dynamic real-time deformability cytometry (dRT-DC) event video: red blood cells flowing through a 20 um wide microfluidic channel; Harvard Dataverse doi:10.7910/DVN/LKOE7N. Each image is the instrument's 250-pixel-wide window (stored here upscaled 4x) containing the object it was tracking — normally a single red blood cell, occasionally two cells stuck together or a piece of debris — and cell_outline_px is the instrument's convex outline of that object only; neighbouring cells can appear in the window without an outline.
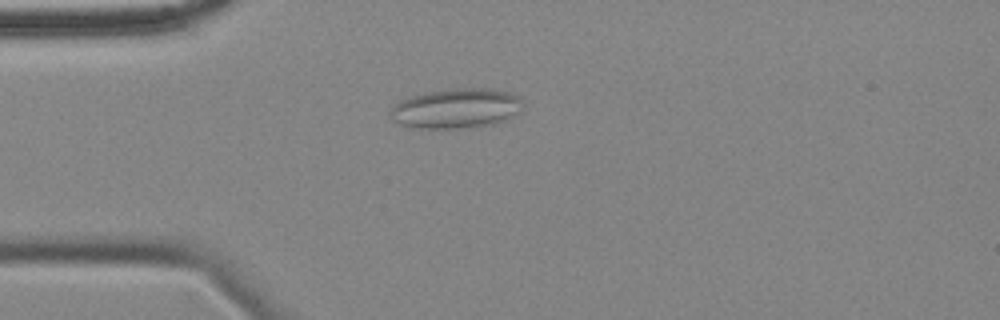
{"species": "common noctule bat (a hibernating species)", "species_latin": "Nyctalus noctula", "temperature_condition": "cold", "stored_images_in_passage": 56, "camera_frame_rate_fps": 3000, "um_per_image_px": 0.085, "animal": {"sex": "female", "body_mass_g": 18.4}, "frame": {"image": 1, "passage_image": 14, "time_ms": 4.333, "image_size_px": [1000, 320], "cell_outline_px": [[524, 108], [520, 112], [496, 124], [456, 128], [412, 128], [400, 124], [392, 120], [388, 116], [388, 112], [396, 100], [408, 96], [424, 92], [452, 88], [488, 88], [508, 92], [524, 100]], "centroid_in_image_um": [38.72, 9.2], "position_along_channel_um": 46.3, "area_um2": 31.44}}
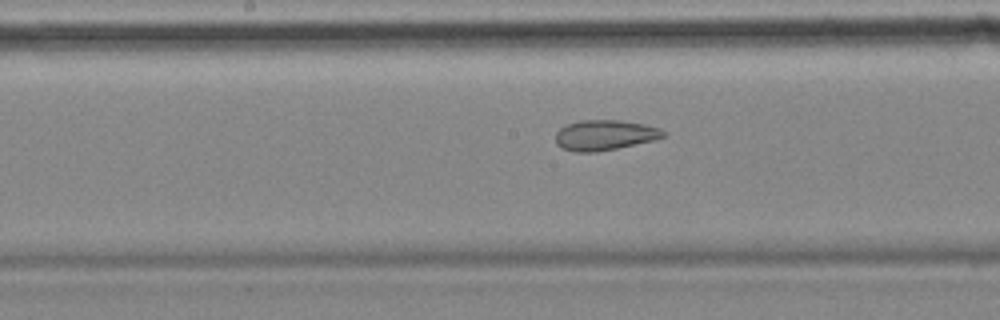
{"frame": {"image": 2, "passage_image": 28, "time_ms": 9.0, "image_size_px": [1000, 320], "cell_outline_px": [[668, 132], [664, 136], [656, 140], [596, 152], [572, 152], [560, 148], [556, 144], [556, 132], [560, 128], [568, 124], [580, 120], [620, 120], [644, 124], [660, 128]], "centroid_in_image_um": [51.4, 11.49], "position_along_channel_um": 196.8, "area_um2": 19.19}}
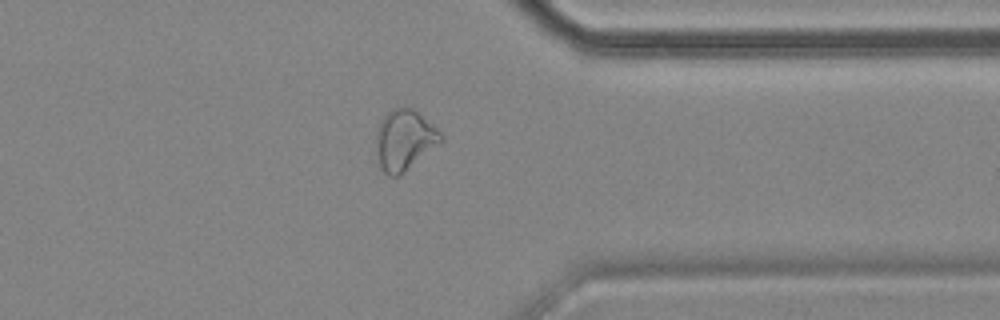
{"frame": {"image": 3, "passage_image": 44, "time_ms": 14.333, "image_size_px": [1000, 320], "cell_outline_px": [[444, 140], [440, 144], [400, 176], [388, 176], [384, 172], [380, 164], [376, 152], [376, 132], [380, 120], [392, 108], [404, 104], [412, 108], [436, 128], [444, 136]], "centroid_in_image_um": [34.38, 11.89], "position_along_channel_um": 377.0, "area_um2": 23.12}, "authors_computed_cell_mechanics": {"area_um2": 24.3049, "velocity_mm_per_s": 3.5031, "shape_relaxation_time_tau1_ms": null, "shape_relaxation_time_tau2_ms": 2.7763, "deformation_change_tau1": null, "deformation_change_tau2": 0.1011}}